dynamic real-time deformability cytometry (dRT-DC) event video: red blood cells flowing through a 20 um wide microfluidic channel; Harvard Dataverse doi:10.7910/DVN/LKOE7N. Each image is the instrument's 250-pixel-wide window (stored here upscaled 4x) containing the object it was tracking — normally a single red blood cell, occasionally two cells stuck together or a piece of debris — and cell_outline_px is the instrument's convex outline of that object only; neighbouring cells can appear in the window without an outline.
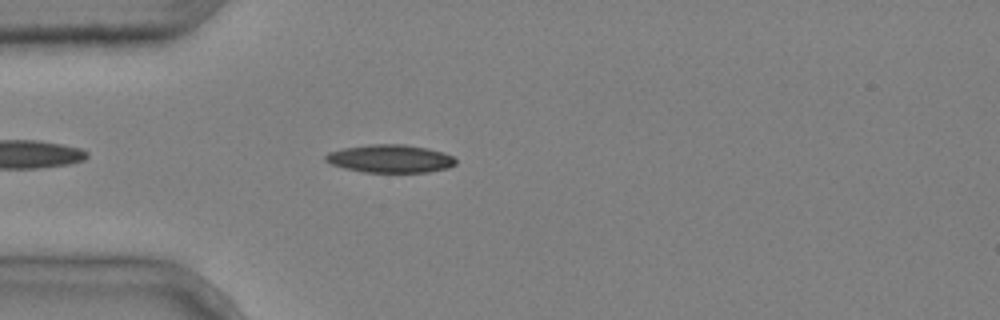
{"species": "common noctule bat (a hibernating species)", "species_latin": "Nyctalus noctula", "temperature_condition": "cold", "stored_images_in_passage": 3, "camera_frame_rate_fps": 3000, "um_per_image_px": 0.085, "animal": {"sex": "male", "body_mass_g": 20.4}, "frame": {"image": 1, "passage_image": 3, "time_ms": 0.667, "image_size_px": [1000, 320], "cell_outline_px": [[456, 164], [448, 168], [428, 172], [364, 172], [344, 168], [332, 164], [324, 160], [324, 156], [328, 152], [344, 148], [368, 144], [404, 144], [428, 148], [444, 152], [452, 156], [456, 160]], "centroid_in_image_um": [33.17, 13.48], "position_along_channel_um": 51.8, "area_um2": 21.33}}